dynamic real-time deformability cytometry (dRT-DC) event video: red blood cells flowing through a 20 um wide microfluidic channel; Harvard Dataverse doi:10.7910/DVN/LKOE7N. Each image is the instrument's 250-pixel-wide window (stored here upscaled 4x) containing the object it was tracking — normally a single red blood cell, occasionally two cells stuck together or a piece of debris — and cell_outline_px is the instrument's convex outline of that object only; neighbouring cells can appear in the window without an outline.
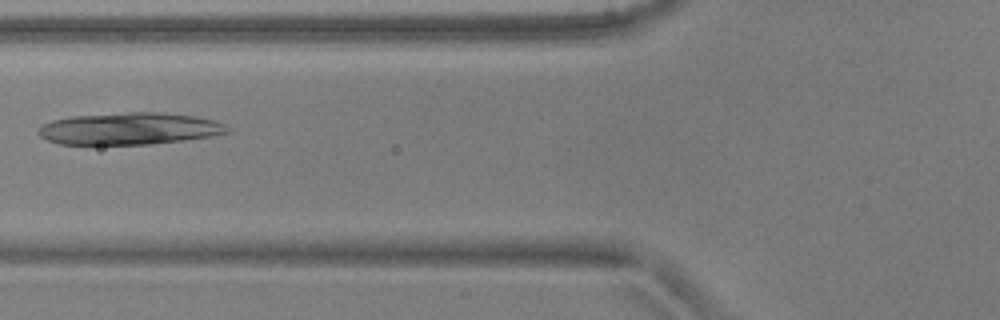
{"species": "common noctule bat (a hibernating species)", "species_latin": "Nyctalus noctula", "temperature_condition": "warm", "stored_images_in_passage": 5, "camera_frame_rate_fps": 3000, "um_per_image_px": 0.085, "animal": {"sex": "male", "body_mass_g": 17.9, "forearm_length_mm": 54.2}, "frame": {"image": 1, "passage_image": 5, "time_ms": 1.333, "image_size_px": [1000, 320], "cell_outline_px": [[232, 132], [212, 136], [184, 140], [148, 144], [60, 144], [48, 140], [40, 136], [36, 132], [40, 124], [52, 120], [72, 116], [128, 112], [160, 112], [192, 116], [216, 120], [224, 124]], "centroid_in_image_um": [10.99, 10.93], "position_along_channel_um": 114.8, "area_um2": 35.32}}